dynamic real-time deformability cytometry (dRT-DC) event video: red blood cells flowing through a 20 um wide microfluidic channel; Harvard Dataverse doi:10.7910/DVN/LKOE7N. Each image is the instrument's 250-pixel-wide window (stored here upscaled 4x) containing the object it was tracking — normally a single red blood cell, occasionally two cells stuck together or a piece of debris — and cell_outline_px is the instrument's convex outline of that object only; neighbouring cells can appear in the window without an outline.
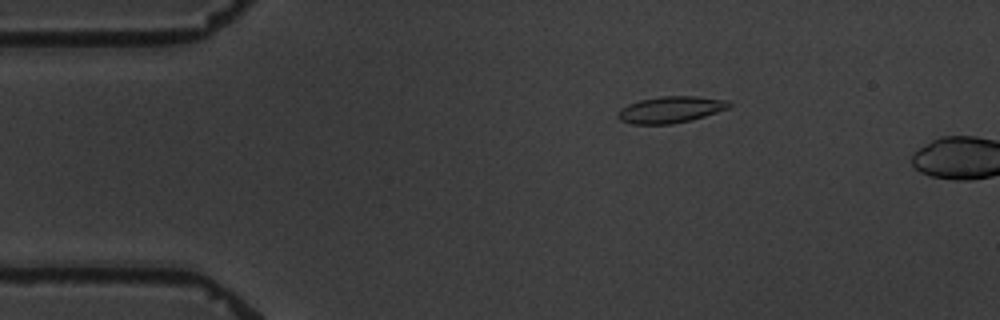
{"species": "common noctule bat (a hibernating species)", "species_latin": "Nyctalus noctula", "temperature_condition": "warm", "stored_images_in_passage": 2, "camera_frame_rate_fps": 3000, "um_per_image_px": 0.085, "animal": {"sex": "male", "body_mass_g": 19.5, "forearm_length_mm": 54.6}, "frame": {"image": 1, "passage_image": 1, "time_ms": 0.0, "image_size_px": [1000, 320], "cell_outline_px": [[732, 104], [728, 108], [692, 120], [672, 124], [632, 124], [620, 120], [616, 116], [616, 112], [620, 108], [628, 104], [640, 100], [660, 96], [696, 96], [728, 100]], "centroid_in_image_um": [56.97, 9.31], "position_along_channel_um": 28.0, "area_um2": 17.28}}